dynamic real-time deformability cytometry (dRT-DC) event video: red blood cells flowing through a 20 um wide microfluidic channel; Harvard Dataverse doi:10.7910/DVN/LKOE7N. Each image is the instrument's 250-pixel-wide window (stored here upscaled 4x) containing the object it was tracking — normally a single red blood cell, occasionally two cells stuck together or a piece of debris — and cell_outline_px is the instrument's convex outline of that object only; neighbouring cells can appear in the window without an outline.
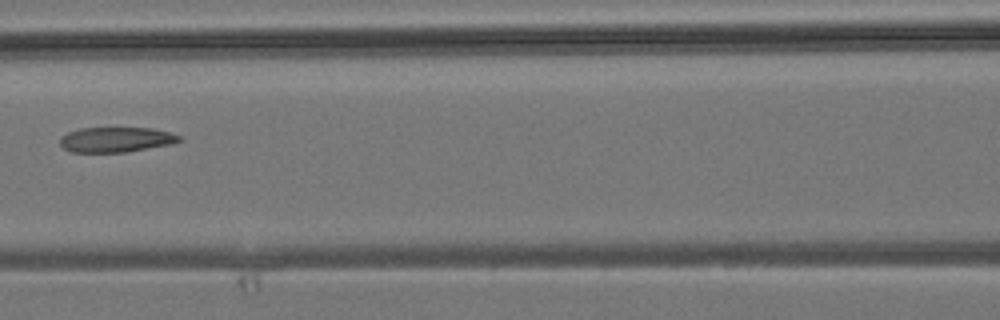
{"species": "common noctule bat (a hibernating species)", "species_latin": "Nyctalus noctula", "temperature_condition": "room temperature", "stored_images_in_passage": 6, "camera_frame_rate_fps": 3000, "um_per_image_px": 0.085, "animal": {"sex": "male", "body_mass_g": 19.2, "forearm_length_mm": 51.8}, "frame": {"image": 1, "passage_image": 5, "time_ms": 4.667, "image_size_px": [1000, 320], "cell_outline_px": [[184, 140], [172, 144], [124, 152], [72, 152], [64, 148], [60, 144], [60, 136], [68, 132], [80, 128], [152, 128], [168, 132], [180, 136]], "centroid_in_image_um": [9.86, 11.86], "position_along_channel_um": 156.7, "area_um2": 17.4}}
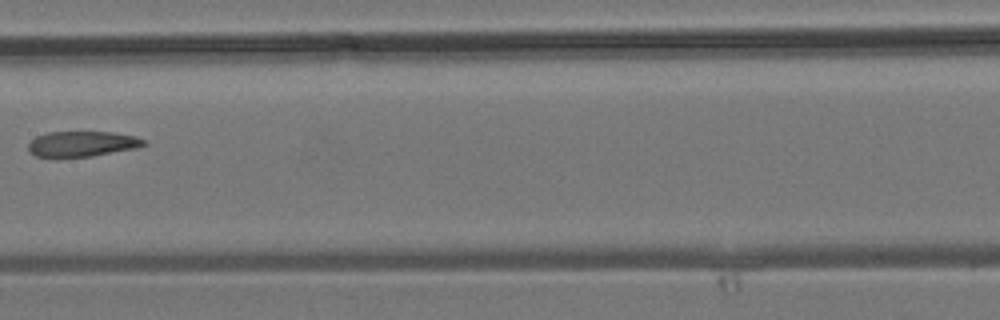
{"frame": {"image": 2, "passage_image": 6, "time_ms": 5.667, "image_size_px": [1000, 320], "cell_outline_px": [[148, 144], [136, 148], [92, 156], [56, 160], [36, 156], [28, 152], [28, 144], [36, 136], [48, 132], [112, 132], [136, 136], [148, 140]], "centroid_in_image_um": [6.95, 12.27], "position_along_channel_um": 200.5, "area_um2": 17.86}}